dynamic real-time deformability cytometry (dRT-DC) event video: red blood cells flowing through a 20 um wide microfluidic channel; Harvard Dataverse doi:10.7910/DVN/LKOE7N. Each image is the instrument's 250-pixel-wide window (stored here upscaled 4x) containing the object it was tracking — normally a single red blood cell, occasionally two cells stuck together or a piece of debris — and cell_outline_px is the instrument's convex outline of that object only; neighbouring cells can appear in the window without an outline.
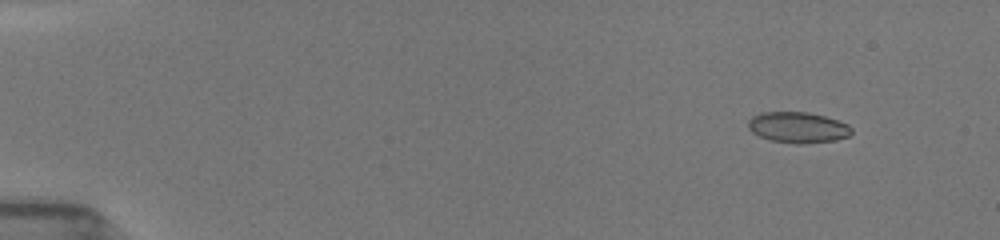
{"species": "common noctule bat (a hibernating species)", "species_latin": "Nyctalus noctula", "temperature_condition": "room temperature", "stored_images_in_passage": 18, "camera_frame_rate_fps": 3000, "um_per_image_px": 0.085, "animal": {"sex": "female", "body_mass_g": 19.5, "forearm_length_mm": 54.1}, "frame": {"image": 1, "passage_image": 3, "time_ms": 1.333, "image_size_px": [1000, 240], "cell_outline_px": [[852, 132], [848, 136], [836, 140], [800, 144], [772, 140], [760, 136], [752, 132], [748, 128], [748, 120], [752, 116], [760, 112], [808, 112], [824, 116], [848, 124], [852, 128]], "centroid_in_image_um": [67.81, 10.82], "position_along_channel_um": 17.2, "area_um2": 18.5}}
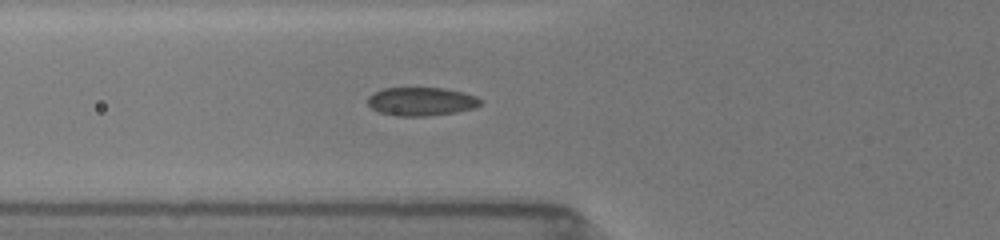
{"frame": {"image": 2, "passage_image": 11, "time_ms": 6.333, "image_size_px": [1000, 240], "cell_outline_px": [[480, 104], [472, 108], [456, 112], [428, 116], [396, 116], [380, 112], [372, 108], [368, 104], [368, 96], [372, 92], [380, 88], [444, 88], [464, 92], [476, 96], [480, 100]], "centroid_in_image_um": [35.76, 8.62], "position_along_channel_um": 90.0, "area_um2": 18.73}}
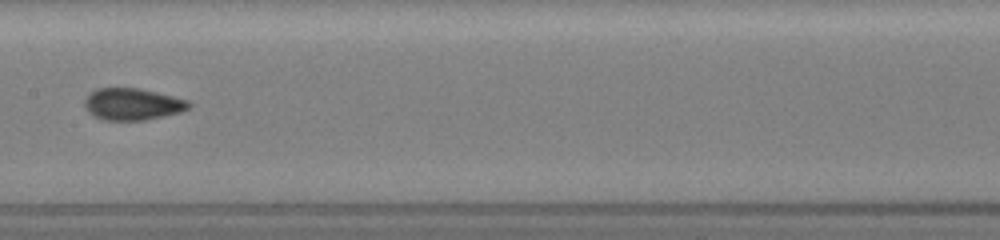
{"frame": {"image": 3, "passage_image": 17, "time_ms": 9.0, "image_size_px": [1000, 240], "cell_outline_px": [[192, 104], [188, 108], [180, 112], [164, 116], [144, 120], [104, 120], [96, 116], [84, 104], [84, 100], [96, 88], [140, 88], [188, 100]], "centroid_in_image_um": [11.3, 8.84], "position_along_channel_um": 196.1, "area_um2": 19.02}}